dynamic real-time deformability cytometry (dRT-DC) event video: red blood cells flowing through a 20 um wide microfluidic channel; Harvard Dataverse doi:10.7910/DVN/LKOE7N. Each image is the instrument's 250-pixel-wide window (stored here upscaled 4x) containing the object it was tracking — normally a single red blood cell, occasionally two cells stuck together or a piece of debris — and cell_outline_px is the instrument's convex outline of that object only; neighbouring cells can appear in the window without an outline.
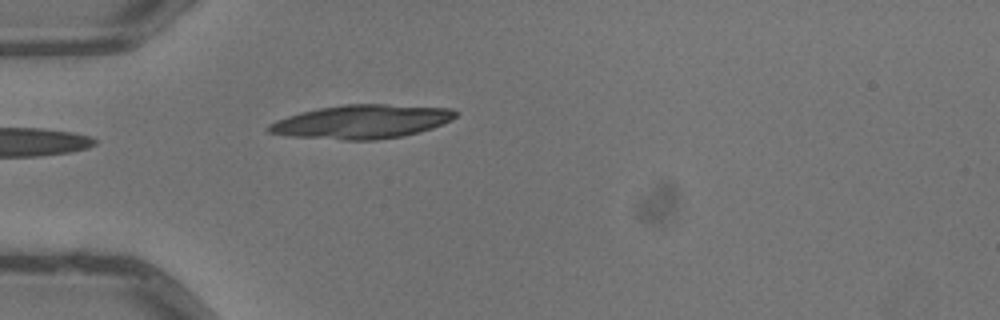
{"species": "common noctule bat (a hibernating species)", "species_latin": "Nyctalus noctula", "temperature_condition": "warm", "stored_images_in_passage": 4, "camera_frame_rate_fps": 3000, "um_per_image_px": 0.085, "animal": {"sex": "male", "body_mass_g": 13.3}, "frame": {"image": 1, "passage_image": 4, "time_ms": 1.0, "image_size_px": [1000, 320], "cell_outline_px": [[460, 112], [452, 120], [432, 128], [420, 132], [404, 136], [376, 140], [344, 140], [288, 136], [268, 132], [264, 128], [268, 124], [276, 120], [300, 112], [320, 108], [344, 104], [384, 104], [452, 108]], "centroid_in_image_um": [30.76, 10.35], "position_along_channel_um": 54.2, "area_um2": 37.05}}